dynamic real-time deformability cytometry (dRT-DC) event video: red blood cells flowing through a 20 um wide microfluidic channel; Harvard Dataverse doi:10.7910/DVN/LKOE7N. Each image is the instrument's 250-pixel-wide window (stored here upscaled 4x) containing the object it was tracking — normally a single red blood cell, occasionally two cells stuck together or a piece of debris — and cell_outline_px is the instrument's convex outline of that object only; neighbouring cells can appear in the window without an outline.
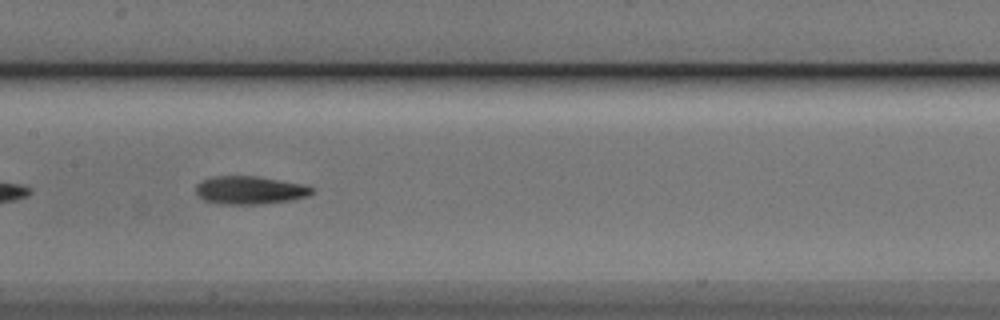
{"species": "Egyptian fruit bat (a non-hibernating species)", "species_latin": "Rousettus aegyptiacus", "temperature_condition": "cold", "stored_images_in_passage": 38, "camera_frame_rate_fps": 3000, "um_per_image_px": 0.085, "animal": {"sex": "male"}, "frame": {"image": 1, "passage_image": 11, "time_ms": 3.333, "image_size_px": [1000, 320], "cell_outline_px": [[316, 192], [308, 196], [292, 200], [264, 204], [220, 204], [204, 200], [196, 192], [196, 184], [204, 180], [216, 176], [256, 176], [304, 184], [316, 188]], "centroid_in_image_um": [21.31, 16.17], "position_along_channel_um": 186.1, "area_um2": 19.13}}
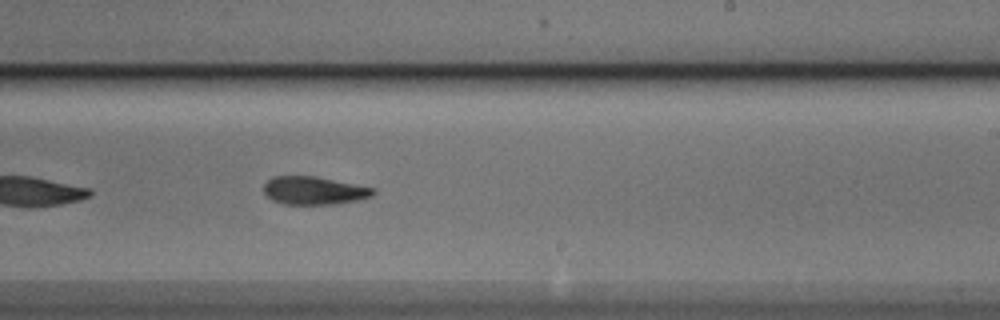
{"frame": {"image": 2, "passage_image": 17, "time_ms": 5.333, "image_size_px": [1000, 320], "cell_outline_px": [[376, 192], [372, 196], [356, 200], [336, 204], [284, 204], [272, 200], [264, 192], [264, 184], [272, 176], [312, 176], [376, 188]], "centroid_in_image_um": [26.69, 16.2], "position_along_channel_um": 262.3, "area_um2": 17.74}}
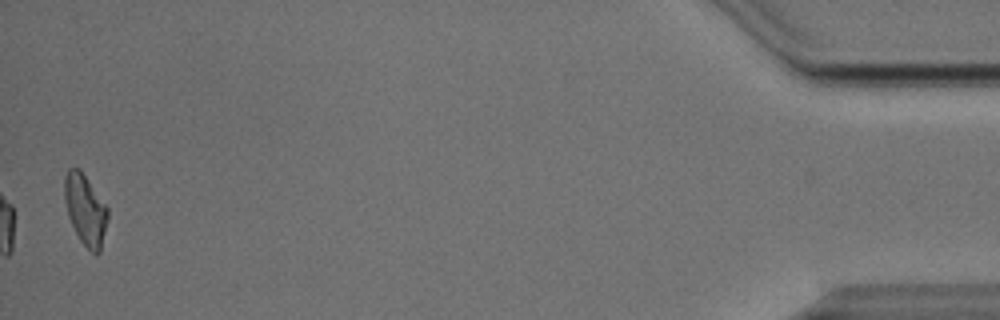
{"frame": {"image": 3, "passage_image": 37, "time_ms": 12.0, "image_size_px": [1000, 320], "cell_outline_px": [[108, 216], [100, 252], [96, 256], [80, 240], [68, 216], [64, 200], [64, 176], [68, 168], [80, 168], [108, 208]], "centroid_in_image_um": [7.24, 17.8], "position_along_channel_um": 428.0, "area_um2": 17.74}, "authors_computed_cell_mechanics": {"area_um2": 18.2648, "velocity_mm_per_s": 3.8207, "shape_relaxation_time_tau1_ms": 5.6021, "shape_relaxation_time_tau2_ms": 4.0131, "deformation_change_tau1": 0.1609, "deformation_change_tau2": 0.1188}}